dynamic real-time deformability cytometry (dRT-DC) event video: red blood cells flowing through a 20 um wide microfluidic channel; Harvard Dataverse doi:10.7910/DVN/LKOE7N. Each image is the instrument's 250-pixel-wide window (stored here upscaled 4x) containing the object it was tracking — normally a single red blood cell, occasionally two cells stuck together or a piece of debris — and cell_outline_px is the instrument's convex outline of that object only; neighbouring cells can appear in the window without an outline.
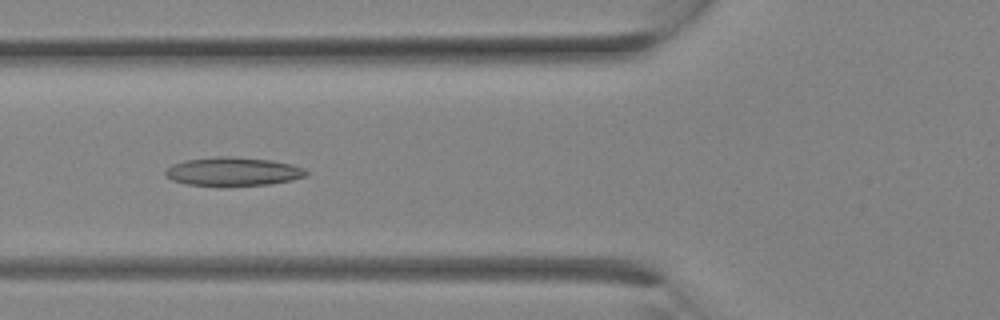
{"species": "Egyptian fruit bat (a non-hibernating species)", "species_latin": "Rousettus aegyptiacus", "temperature_condition": "room temperature", "stored_images_in_passage": 17, "camera_frame_rate_fps": 3000, "um_per_image_px": 0.085, "animal": {"sex": "female"}, "frame": {"image": 1, "passage_image": 10, "time_ms": 3.0, "image_size_px": [1000, 320], "cell_outline_px": [[308, 172], [304, 176], [292, 180], [268, 184], [224, 188], [216, 188], [188, 184], [172, 180], [164, 176], [164, 172], [172, 164], [184, 160], [216, 156], [232, 156], [272, 160], [292, 164], [304, 168]], "centroid_in_image_um": [19.76, 14.61], "position_along_channel_um": 106.0, "area_um2": 24.28}}
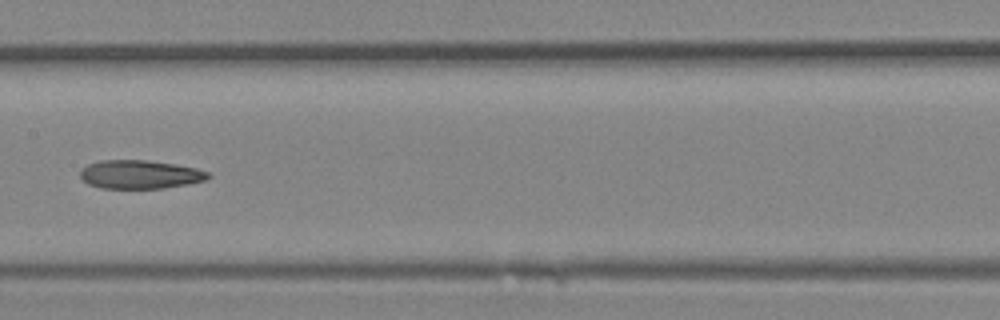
{"frame": {"image": 2, "passage_image": 14, "time_ms": 4.333, "image_size_px": [1000, 320], "cell_outline_px": [[212, 176], [204, 180], [188, 184], [164, 188], [100, 188], [88, 184], [80, 176], [80, 168], [88, 164], [100, 160], [148, 160], [176, 164], [196, 168], [208, 172]], "centroid_in_image_um": [11.88, 14.82], "position_along_channel_um": 195.5, "area_um2": 21.39}}
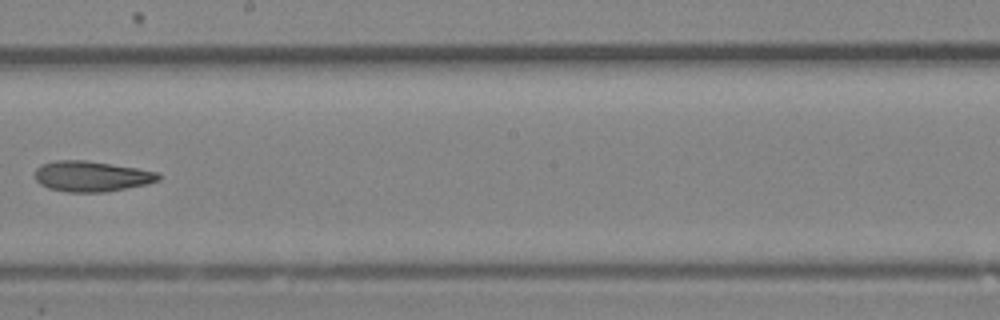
{"frame": {"image": 3, "passage_image": 16, "time_ms": 5.0, "image_size_px": [1000, 320], "cell_outline_px": [[160, 180], [148, 184], [104, 192], [68, 192], [48, 188], [40, 184], [36, 180], [36, 168], [40, 164], [56, 160], [84, 160], [112, 164], [160, 172]], "centroid_in_image_um": [7.79, 14.98], "position_along_channel_um": 240.4, "area_um2": 22.02}}